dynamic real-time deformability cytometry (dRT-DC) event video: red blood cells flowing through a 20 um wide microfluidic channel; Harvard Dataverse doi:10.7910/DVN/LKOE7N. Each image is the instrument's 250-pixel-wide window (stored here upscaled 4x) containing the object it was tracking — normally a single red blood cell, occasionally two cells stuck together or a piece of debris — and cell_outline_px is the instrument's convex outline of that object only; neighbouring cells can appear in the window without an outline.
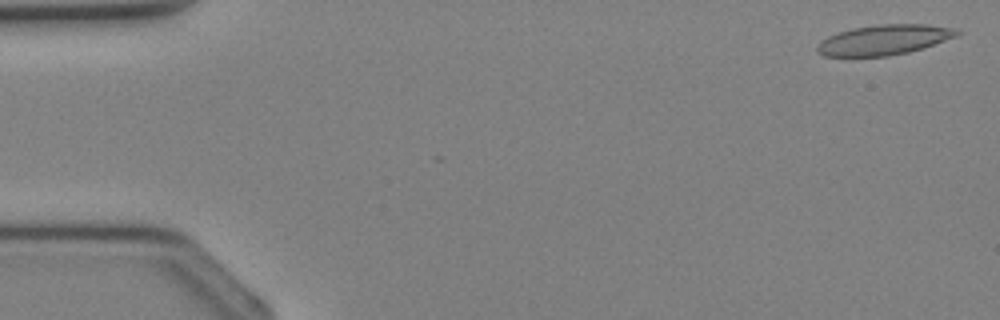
{"species": "Egyptian fruit bat (a non-hibernating species)", "species_latin": "Rousettus aegyptiacus", "temperature_condition": "cold", "stored_images_in_passage": 31, "camera_frame_rate_fps": 3000, "um_per_image_px": 0.085, "animal": {"sex": "female"}, "frame": {"image": 1, "passage_image": 1, "time_ms": 0.0, "image_size_px": [1000, 320], "cell_outline_px": [[960, 32], [956, 36], [908, 52], [888, 56], [824, 56], [816, 52], [816, 44], [828, 36], [852, 28], [876, 24], [924, 24], [952, 28]], "centroid_in_image_um": [75.06, 3.38], "position_along_channel_um": 9.9, "area_um2": 24.22}}
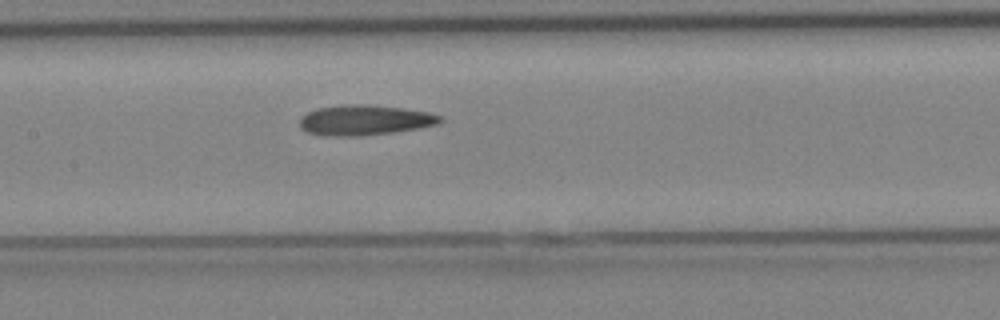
{"frame": {"image": 2, "passage_image": 17, "time_ms": 5.333, "image_size_px": [1000, 320], "cell_outline_px": [[444, 120], [440, 124], [420, 128], [396, 132], [356, 136], [328, 136], [308, 132], [300, 128], [300, 116], [316, 108], [344, 104], [368, 104], [404, 108], [428, 112], [440, 116]], "centroid_in_image_um": [31.01, 10.2], "position_along_channel_um": 176.4, "area_um2": 25.03}}
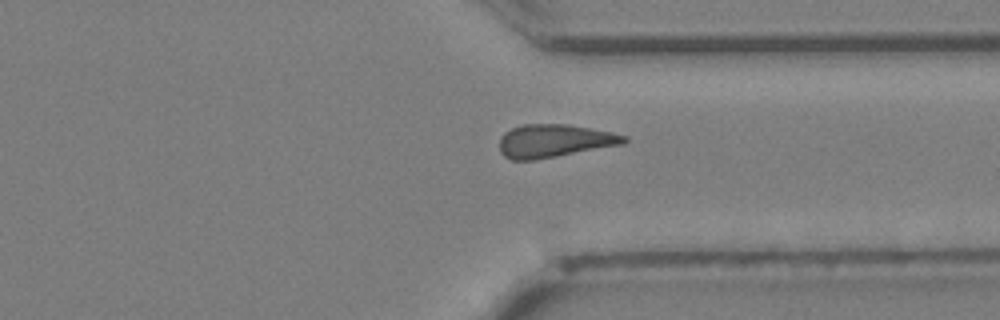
{"frame": {"image": 3, "passage_image": 27, "time_ms": 8.667, "image_size_px": [1000, 320], "cell_outline_px": [[628, 140], [624, 144], [536, 160], [512, 160], [504, 156], [500, 152], [500, 136], [504, 132], [520, 124], [568, 124], [612, 132], [628, 136]], "centroid_in_image_um": [47.11, 11.97], "position_along_channel_um": 364.3, "area_um2": 24.22}}